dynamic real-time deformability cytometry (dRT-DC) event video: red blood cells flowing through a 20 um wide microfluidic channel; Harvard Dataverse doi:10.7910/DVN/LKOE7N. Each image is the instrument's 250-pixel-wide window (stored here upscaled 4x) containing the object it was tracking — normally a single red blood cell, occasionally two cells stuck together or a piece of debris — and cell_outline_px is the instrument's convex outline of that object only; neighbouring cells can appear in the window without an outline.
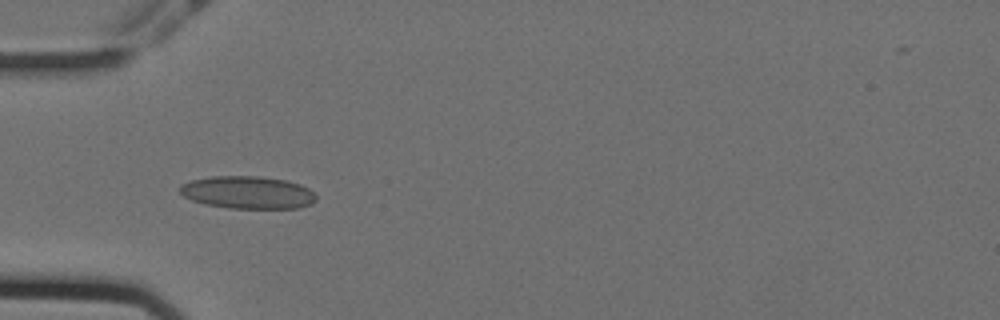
{"species": "Egyptian fruit bat (a non-hibernating species)", "species_latin": "Rousettus aegyptiacus", "temperature_condition": "cold", "stored_images_in_passage": 42, "camera_frame_rate_fps": 3000, "um_per_image_px": 0.085, "animal": {"sex": "female"}, "frame": {"image": 1, "passage_image": 3, "time_ms": 0.667, "image_size_px": [1000, 320], "cell_outline_px": [[316, 200], [312, 204], [296, 208], [228, 208], [204, 204], [192, 200], [184, 196], [180, 192], [180, 184], [192, 180], [212, 176], [256, 176], [288, 180], [300, 184], [308, 188], [316, 196]], "centroid_in_image_um": [21.05, 16.35], "position_along_channel_um": 63.9, "area_um2": 25.89}}
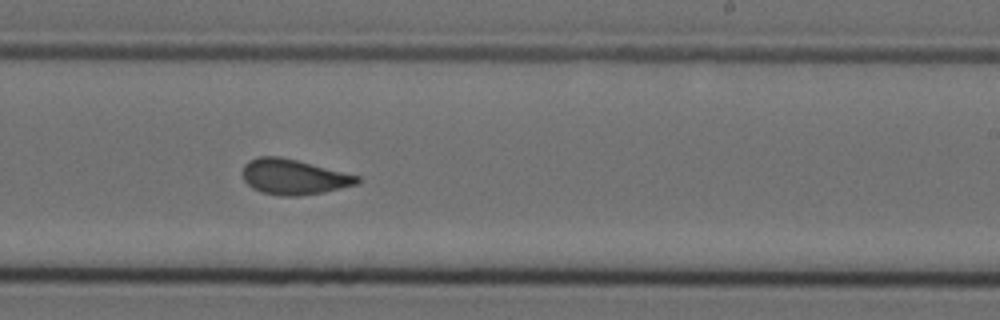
{"frame": {"image": 2, "passage_image": 20, "time_ms": 6.333, "image_size_px": [1000, 320], "cell_outline_px": [[360, 184], [324, 192], [300, 196], [280, 196], [260, 192], [252, 188], [244, 180], [240, 172], [244, 164], [248, 160], [260, 156], [280, 156], [360, 176]], "centroid_in_image_um": [24.93, 15.04], "position_along_channel_um": 264.1, "area_um2": 23.87}}
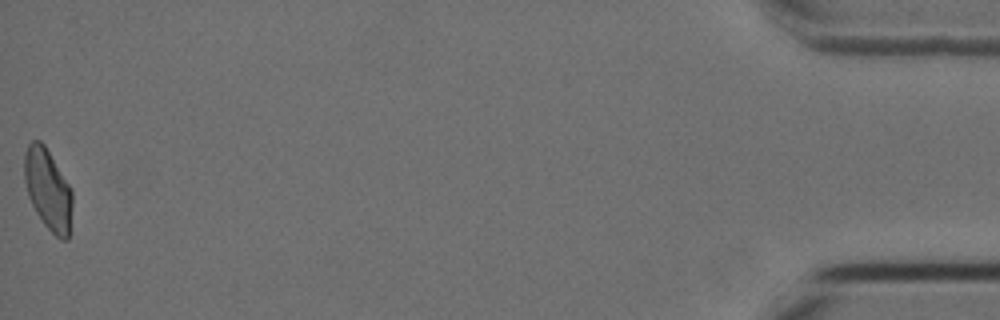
{"frame": {"image": 3, "passage_image": 42, "time_ms": 13.667, "image_size_px": [1000, 320], "cell_outline_px": [[72, 204], [68, 240], [60, 240], [44, 224], [36, 212], [28, 196], [24, 180], [24, 152], [28, 144], [32, 140], [40, 140], [44, 144], [68, 184], [72, 192]], "centroid_in_image_um": [4.06, 16.1], "position_along_channel_um": 431.1, "area_um2": 22.48}, "authors_computed_cell_mechanics": {"area_um2": 23.1778, "velocity_mm_per_s": 3.5654, "shape_relaxation_time_tau1_ms": null, "shape_relaxation_time_tau2_ms": 1.4202, "deformation_change_tau1": null, "deformation_change_tau2": 0.0836}}